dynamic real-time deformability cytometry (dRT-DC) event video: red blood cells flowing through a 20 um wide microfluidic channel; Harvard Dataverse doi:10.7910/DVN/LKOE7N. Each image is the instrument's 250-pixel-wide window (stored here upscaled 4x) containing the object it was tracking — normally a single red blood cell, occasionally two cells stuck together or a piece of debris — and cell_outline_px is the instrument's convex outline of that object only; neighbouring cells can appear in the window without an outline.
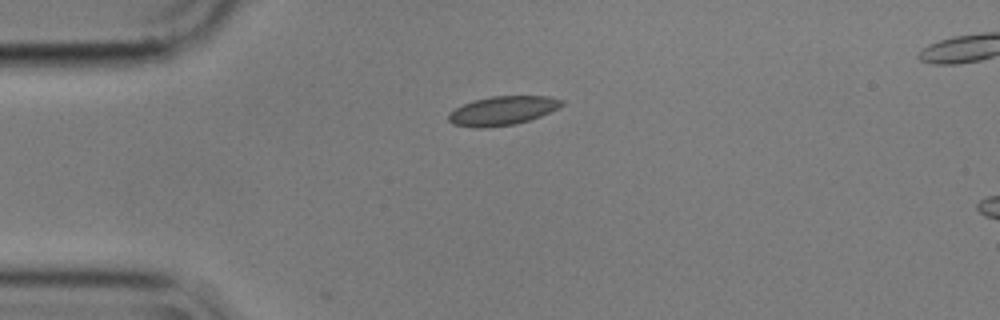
{"species": "common noctule bat (a hibernating species)", "species_latin": "Nyctalus noctula", "temperature_condition": "cold", "stored_images_in_passage": 2, "camera_frame_rate_fps": 3000, "um_per_image_px": 0.085, "animal": {"sex": "male", "body_mass_g": 17.9}, "frame": {"image": 1, "passage_image": 1, "time_ms": 0.0, "image_size_px": [1000, 320], "cell_outline_px": [[564, 104], [540, 116], [516, 124], [480, 128], [476, 128], [452, 124], [448, 120], [448, 112], [472, 100], [492, 96], [548, 96], [564, 100]], "centroid_in_image_um": [42.68, 9.4], "position_along_channel_um": 42.3, "area_um2": 19.02}}